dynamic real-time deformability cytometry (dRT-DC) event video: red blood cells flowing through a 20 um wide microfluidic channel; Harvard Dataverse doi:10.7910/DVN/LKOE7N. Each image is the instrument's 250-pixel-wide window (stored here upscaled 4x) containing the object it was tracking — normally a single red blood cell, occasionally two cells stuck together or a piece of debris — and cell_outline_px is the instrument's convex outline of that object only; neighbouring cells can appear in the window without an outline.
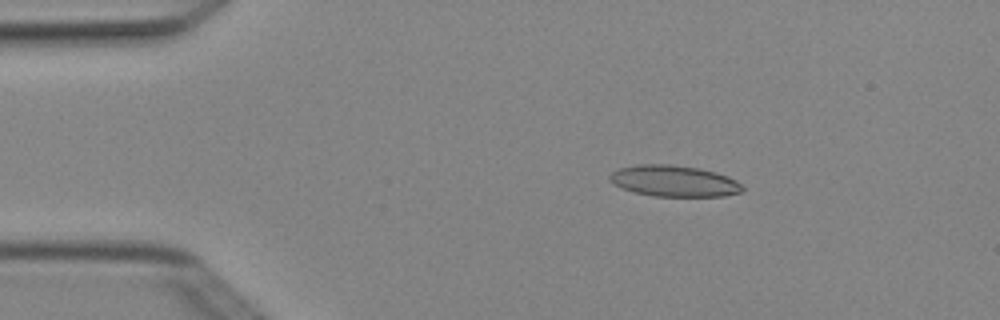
{"species": "Egyptian fruit bat (a non-hibernating species)", "species_latin": "Rousettus aegyptiacus", "temperature_condition": "cold", "stored_images_in_passage": 6, "camera_frame_rate_fps": 3000, "um_per_image_px": 0.085, "animal": {"sex": "female"}, "frame": {"image": 1, "passage_image": 2, "time_ms": 0.333, "image_size_px": [1000, 320], "cell_outline_px": [[744, 188], [740, 192], [724, 196], [652, 196], [620, 188], [612, 184], [608, 180], [608, 176], [612, 172], [620, 168], [636, 164], [668, 164], [700, 168], [716, 172], [728, 176], [744, 184]], "centroid_in_image_um": [57.28, 15.38], "position_along_channel_um": 27.7, "area_um2": 24.39}}
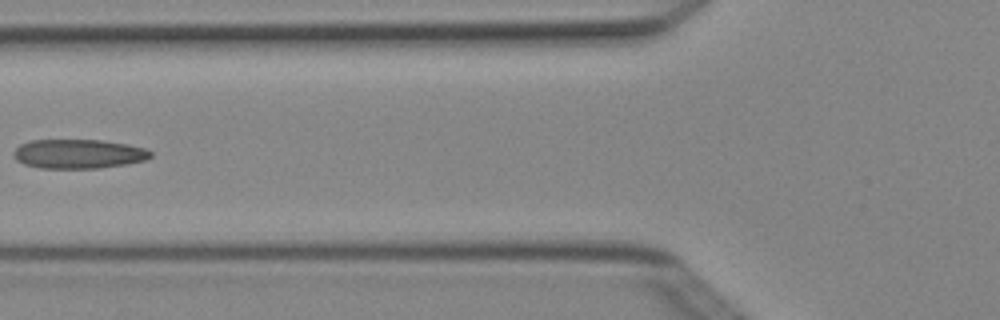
{"frame": {"image": 2, "passage_image": 5, "time_ms": 1.333, "image_size_px": [1000, 320], "cell_outline_px": [[152, 156], [144, 160], [128, 164], [100, 168], [40, 168], [24, 164], [16, 160], [12, 156], [12, 152], [20, 144], [32, 140], [100, 140], [128, 144], [144, 148], [152, 152]], "centroid_in_image_um": [6.65, 13.08], "position_along_channel_um": 119.1, "area_um2": 23.47}}
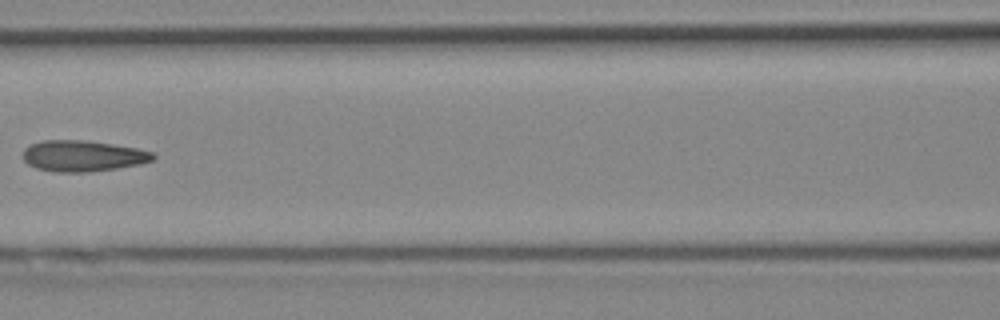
{"frame": {"image": 3, "passage_image": 6, "time_ms": 1.667, "image_size_px": [1000, 320], "cell_outline_px": [[156, 156], [152, 160], [140, 164], [116, 168], [88, 172], [56, 172], [36, 168], [28, 164], [24, 160], [24, 148], [32, 144], [44, 140], [84, 140], [112, 144], [136, 148], [152, 152]], "centroid_in_image_um": [7.03, 13.25], "position_along_channel_um": 159.6, "area_um2": 23.35}}